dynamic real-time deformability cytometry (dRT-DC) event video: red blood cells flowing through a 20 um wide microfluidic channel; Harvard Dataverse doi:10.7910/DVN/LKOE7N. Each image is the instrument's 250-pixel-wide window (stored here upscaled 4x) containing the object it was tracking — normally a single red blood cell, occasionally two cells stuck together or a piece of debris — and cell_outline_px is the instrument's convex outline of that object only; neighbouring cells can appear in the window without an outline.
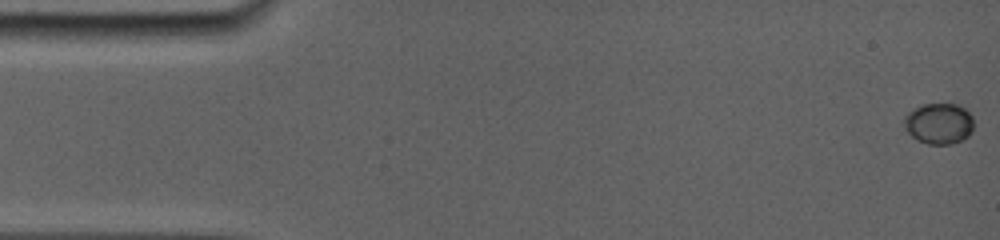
{"species": "common noctule bat (a hibernating species)", "species_latin": "Nyctalus noctula", "temperature_condition": "room temperature", "stored_images_in_passage": 79, "camera_frame_rate_fps": 5000, "um_per_image_px": 0.085, "animal": {"sex": "female", "body_mass_g": 19.0, "forearm_length_mm": 56.7}, "frame": {"image": 1, "passage_image": 1, "time_ms": 0.0, "image_size_px": [1000, 240], "cell_outline_px": [[972, 128], [968, 136], [960, 140], [948, 144], [932, 144], [920, 140], [912, 136], [908, 132], [904, 120], [916, 108], [924, 104], [956, 104], [964, 108], [972, 116]], "centroid_in_image_um": [79.85, 10.49], "position_along_channel_um": 5.2, "area_um2": 15.9}}
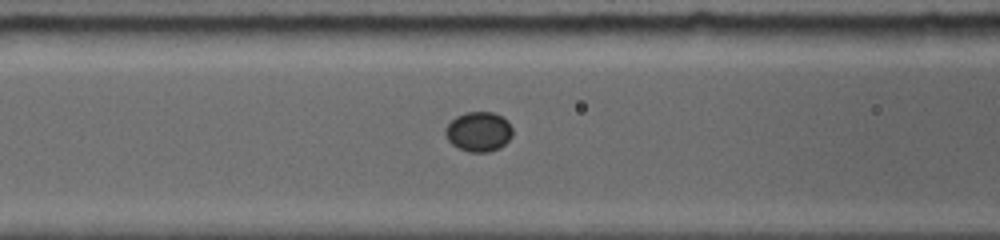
{"frame": {"image": 2, "passage_image": 34, "time_ms": 6.6, "image_size_px": [1000, 240], "cell_outline_px": [[512, 136], [504, 144], [488, 152], [468, 152], [452, 144], [448, 140], [444, 132], [448, 124], [456, 116], [464, 112], [492, 112], [508, 120], [512, 128]], "centroid_in_image_um": [40.68, 11.18], "position_along_channel_um": 125.9, "area_um2": 15.43}}
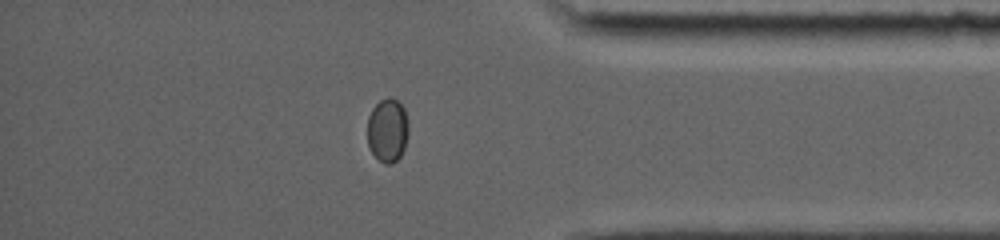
{"frame": {"image": 3, "passage_image": 67, "time_ms": 14.0, "image_size_px": [1000, 240], "cell_outline_px": [[408, 136], [404, 148], [400, 156], [392, 164], [384, 164], [372, 152], [368, 144], [368, 116], [372, 108], [380, 100], [396, 100], [404, 108], [408, 124]], "centroid_in_image_um": [32.95, 11.1], "position_along_channel_um": 402.3, "area_um2": 15.03}}